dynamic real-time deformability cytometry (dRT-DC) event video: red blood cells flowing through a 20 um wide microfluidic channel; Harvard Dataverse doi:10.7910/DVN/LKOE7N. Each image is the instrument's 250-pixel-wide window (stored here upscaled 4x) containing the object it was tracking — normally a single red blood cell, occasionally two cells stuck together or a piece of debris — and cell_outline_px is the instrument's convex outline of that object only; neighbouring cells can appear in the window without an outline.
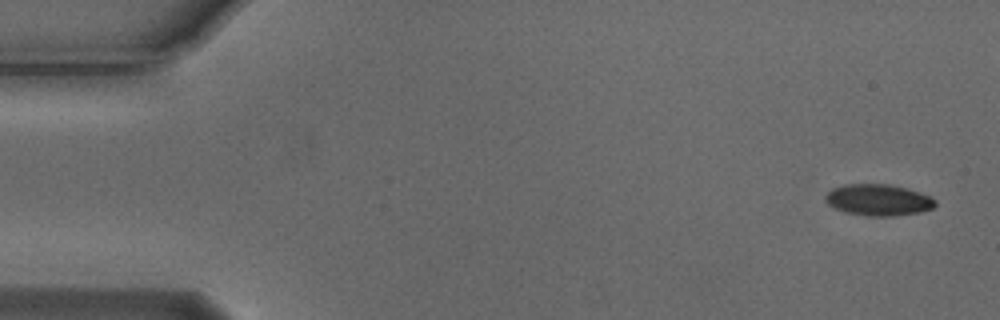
{"species": "Egyptian fruit bat (a non-hibernating species)", "species_latin": "Rousettus aegyptiacus", "temperature_condition": "cold", "stored_images_in_passage": 4, "camera_frame_rate_fps": 3000, "um_per_image_px": 0.085, "animal": {"sex": "male"}, "frame": {"image": 1, "passage_image": 1, "time_ms": 0.0, "image_size_px": [1000, 320], "cell_outline_px": [[936, 204], [932, 208], [920, 212], [892, 216], [868, 216], [848, 212], [836, 208], [828, 204], [824, 200], [824, 196], [832, 188], [844, 184], [888, 184], [908, 188], [932, 196], [936, 200]], "centroid_in_image_um": [74.68, 16.98], "position_along_channel_um": 10.3, "area_um2": 20.17}}
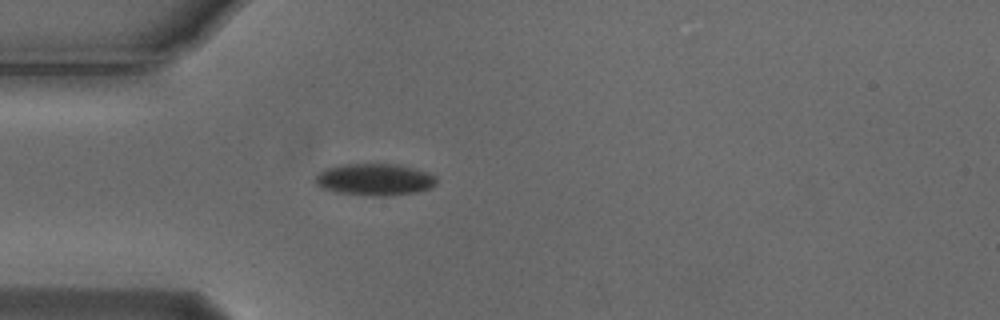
{"frame": {"image": 2, "passage_image": 4, "time_ms": 1.0, "image_size_px": [1000, 320], "cell_outline_px": [[436, 184], [432, 188], [416, 192], [384, 196], [372, 196], [336, 192], [320, 188], [316, 184], [316, 176], [320, 172], [328, 168], [344, 164], [400, 164], [428, 172], [436, 176]], "centroid_in_image_um": [31.88, 15.26], "position_along_channel_um": 53.1, "area_um2": 22.54}}